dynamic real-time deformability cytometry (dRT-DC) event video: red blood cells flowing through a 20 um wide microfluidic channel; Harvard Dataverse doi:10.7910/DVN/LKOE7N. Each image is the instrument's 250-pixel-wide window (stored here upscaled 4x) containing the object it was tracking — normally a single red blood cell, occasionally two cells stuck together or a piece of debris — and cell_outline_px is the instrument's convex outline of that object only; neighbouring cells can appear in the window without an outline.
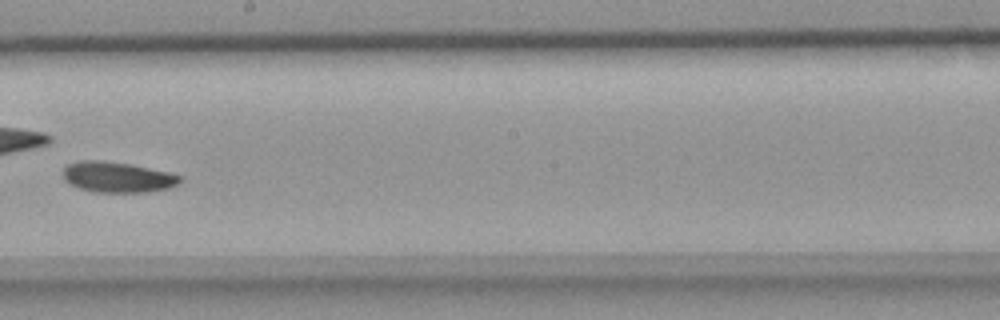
{"species": "common noctule bat (a hibernating species)", "species_latin": "Nyctalus noctula", "temperature_condition": "room temperature", "stored_images_in_passage": 34, "camera_frame_rate_fps": 3000, "um_per_image_px": 0.085, "animal": {"sex": "female", "body_mass_g": 18.4}, "frame": {"image": 1, "passage_image": 15, "time_ms": 4.667, "image_size_px": [1000, 320], "cell_outline_px": [[184, 180], [180, 184], [168, 188], [148, 192], [92, 192], [80, 188], [64, 180], [64, 168], [68, 164], [80, 160], [100, 160], [128, 164], [168, 172], [184, 176]], "centroid_in_image_um": [10.03, 15.06], "position_along_channel_um": 238.2, "area_um2": 20.87}}
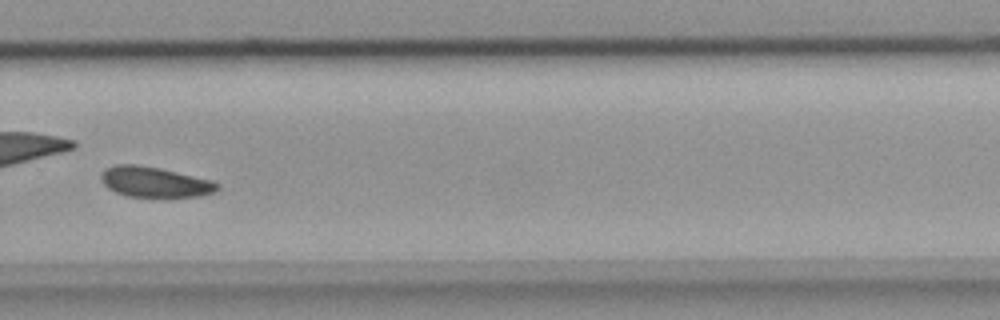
{"frame": {"image": 2, "passage_image": 20, "time_ms": 6.333, "image_size_px": [1000, 320], "cell_outline_px": [[220, 188], [216, 192], [200, 196], [128, 196], [116, 192], [108, 188], [104, 184], [100, 176], [104, 168], [116, 164], [136, 164], [160, 168], [212, 180], [220, 184]], "centroid_in_image_um": [13.16, 15.45], "position_along_channel_um": 316.6, "area_um2": 20.52}}